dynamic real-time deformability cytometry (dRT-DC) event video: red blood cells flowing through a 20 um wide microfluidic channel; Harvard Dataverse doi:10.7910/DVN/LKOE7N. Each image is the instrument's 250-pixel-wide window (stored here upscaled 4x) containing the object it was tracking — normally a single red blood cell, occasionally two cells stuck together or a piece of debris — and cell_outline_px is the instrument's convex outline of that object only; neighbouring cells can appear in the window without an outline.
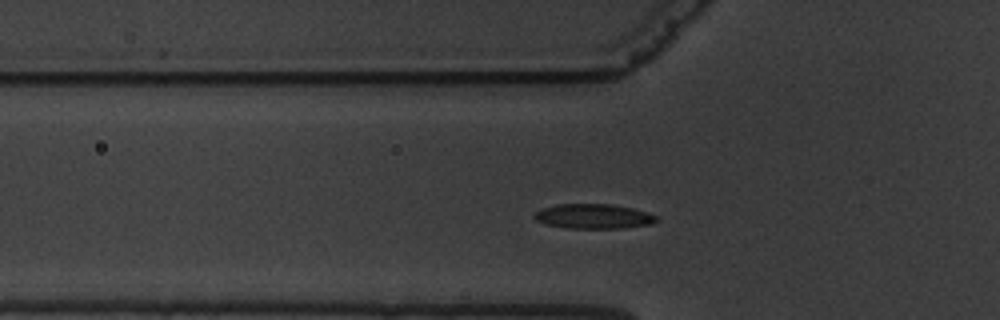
{"species": "common noctule bat (a hibernating species)", "species_latin": "Nyctalus noctula", "temperature_condition": "warm", "stored_images_in_passage": 52, "segment_of_instrument_passage": [1, 2], "camera_frame_rate_fps": 3000, "um_per_image_px": 0.085, "animal": {"sex": "male", "body_mass_g": 19.5, "forearm_length_mm": 54.6}, "frame": {"image": 1, "passage_image": 11, "time_ms": 3.333, "image_size_px": [1000, 320], "cell_outline_px": [[660, 220], [652, 224], [624, 228], [572, 228], [548, 224], [536, 220], [532, 216], [536, 212], [544, 208], [556, 204], [612, 204], [632, 208], [648, 212], [656, 216]], "centroid_in_image_um": [50.51, 18.38], "position_along_channel_um": 75.3, "area_um2": 17.51}}
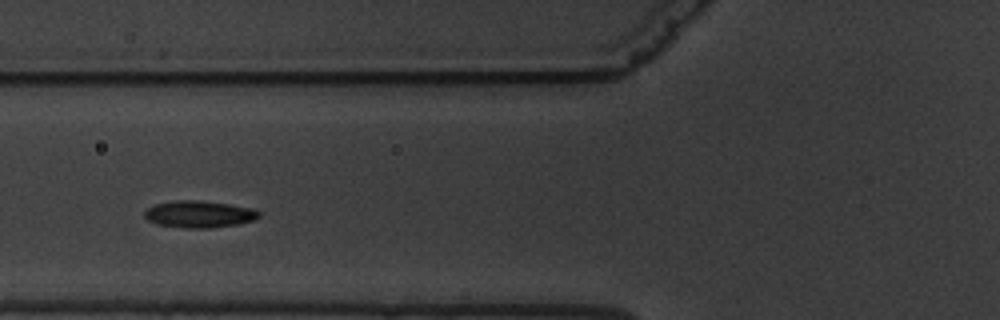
{"frame": {"image": 2, "passage_image": 14, "time_ms": 4.333, "image_size_px": [1000, 320], "cell_outline_px": [[260, 216], [256, 220], [236, 224], [212, 228], [184, 228], [156, 224], [148, 220], [144, 216], [144, 212], [148, 208], [156, 204], [176, 200], [196, 200], [228, 204], [252, 208], [260, 212]], "centroid_in_image_um": [16.93, 18.21], "position_along_channel_um": 108.9, "area_um2": 17.92}}
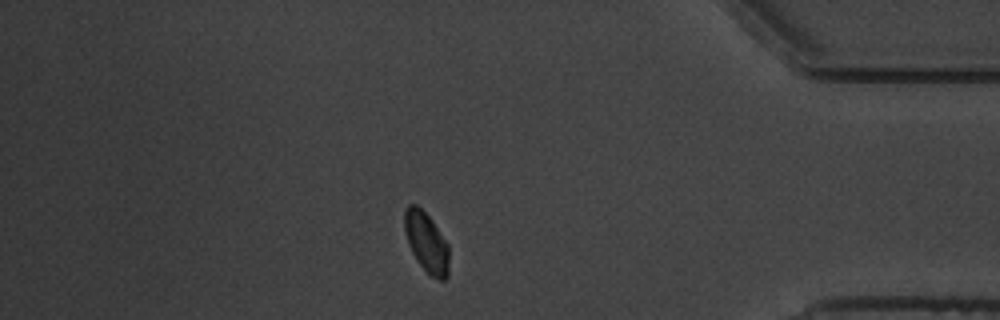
{"frame": {"image": 3, "passage_image": 43, "time_ms": 14.0, "image_size_px": [1000, 320], "cell_outline_px": [[448, 276], [444, 280], [440, 280], [428, 276], [412, 252], [408, 244], [404, 228], [404, 212], [408, 204], [416, 204], [432, 220], [448, 244]], "centroid_in_image_um": [36.24, 20.61], "position_along_channel_um": 399.0, "area_um2": 15.61}}